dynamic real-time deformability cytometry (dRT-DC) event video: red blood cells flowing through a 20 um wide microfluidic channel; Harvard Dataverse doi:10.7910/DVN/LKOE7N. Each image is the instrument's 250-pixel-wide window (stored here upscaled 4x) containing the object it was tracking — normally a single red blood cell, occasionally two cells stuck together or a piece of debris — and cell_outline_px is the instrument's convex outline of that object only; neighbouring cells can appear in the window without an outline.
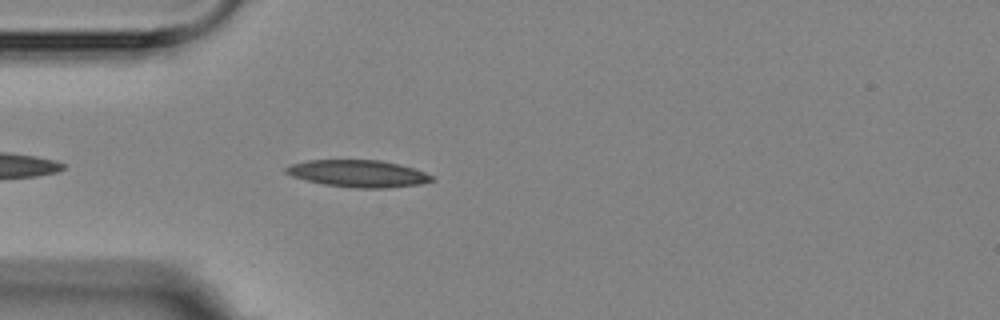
{"species": "Egyptian fruit bat (a non-hibernating species)", "species_latin": "Rousettus aegyptiacus", "temperature_condition": "room temperature", "stored_images_in_passage": 2, "camera_frame_rate_fps": 3000, "um_per_image_px": 0.085, "animal": {"sex": "female"}, "frame": {"image": 1, "passage_image": 2, "time_ms": 1.0, "image_size_px": [1000, 320], "cell_outline_px": [[436, 180], [420, 184], [388, 188], [356, 188], [324, 184], [292, 176], [284, 172], [284, 168], [292, 164], [308, 160], [380, 160], [412, 168], [424, 172], [432, 176]], "centroid_in_image_um": [30.44, 14.75], "position_along_channel_um": 54.6, "area_um2": 22.77}}